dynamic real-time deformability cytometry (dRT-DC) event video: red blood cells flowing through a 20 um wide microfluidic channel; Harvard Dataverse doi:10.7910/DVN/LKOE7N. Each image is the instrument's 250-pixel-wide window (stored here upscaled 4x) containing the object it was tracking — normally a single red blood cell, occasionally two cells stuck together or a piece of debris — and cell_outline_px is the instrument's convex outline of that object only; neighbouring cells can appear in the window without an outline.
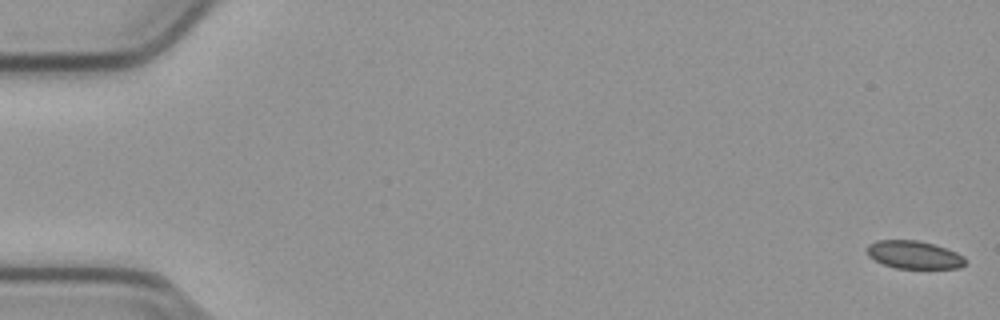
{"species": "common noctule bat (a hibernating species)", "species_latin": "Nyctalus noctula", "temperature_condition": "cold", "stored_images_in_passage": 55, "camera_frame_rate_fps": 3000, "um_per_image_px": 0.085, "animal": {"sex": "male", "body_mass_g": 23.1, "forearm_length_mm": 52.7}, "frame": {"image": 1, "passage_image": 1, "time_ms": 0.0, "image_size_px": [1000, 320], "cell_outline_px": [[964, 264], [960, 268], [896, 268], [884, 264], [868, 256], [868, 244], [876, 240], [916, 240], [932, 244], [956, 252], [964, 256]], "centroid_in_image_um": [77.68, 21.65], "position_along_channel_um": 7.3, "area_um2": 15.72}}
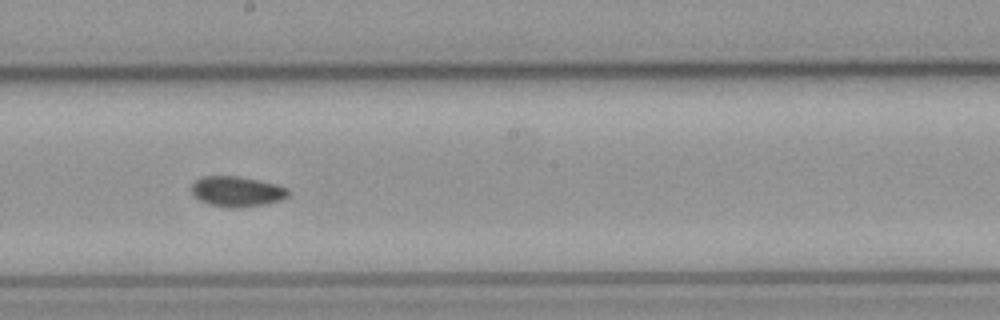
{"frame": {"image": 2, "passage_image": 31, "time_ms": 10.0, "image_size_px": [1000, 320], "cell_outline_px": [[288, 196], [280, 200], [240, 208], [228, 208], [208, 204], [200, 200], [192, 192], [192, 184], [196, 180], [204, 176], [236, 176], [276, 184], [288, 188]], "centroid_in_image_um": [20.12, 16.28], "position_along_channel_um": 228.1, "area_um2": 16.82}}
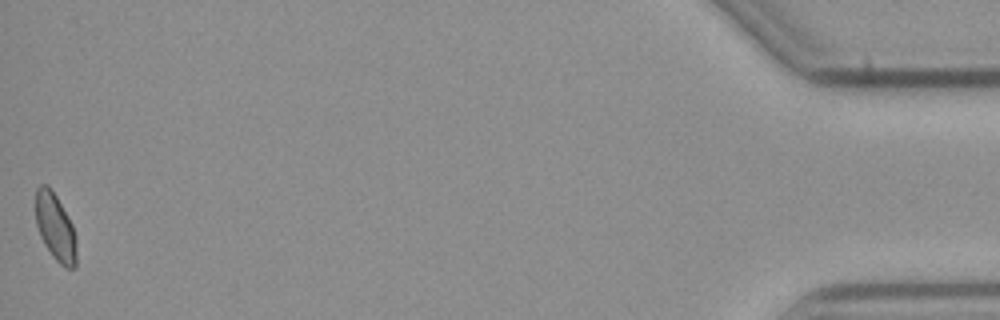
{"frame": {"image": 3, "passage_image": 55, "time_ms": 18.0, "image_size_px": [1000, 320], "cell_outline_px": [[76, 268], [64, 268], [52, 256], [44, 244], [40, 236], [36, 224], [36, 188], [40, 184], [48, 184], [56, 196], [68, 216], [72, 224], [76, 240]], "centroid_in_image_um": [4.7, 19.32], "position_along_channel_um": 430.5, "area_um2": 16.07}, "authors_computed_cell_mechanics": {"area_um2": 16.8198, "velocity_mm_per_s": 3.7836, "shape_relaxation_time_tau1_ms": null, "shape_relaxation_time_tau2_ms": 2.9419, "deformation_change_tau1": null, "deformation_change_tau2": 0.0559}}